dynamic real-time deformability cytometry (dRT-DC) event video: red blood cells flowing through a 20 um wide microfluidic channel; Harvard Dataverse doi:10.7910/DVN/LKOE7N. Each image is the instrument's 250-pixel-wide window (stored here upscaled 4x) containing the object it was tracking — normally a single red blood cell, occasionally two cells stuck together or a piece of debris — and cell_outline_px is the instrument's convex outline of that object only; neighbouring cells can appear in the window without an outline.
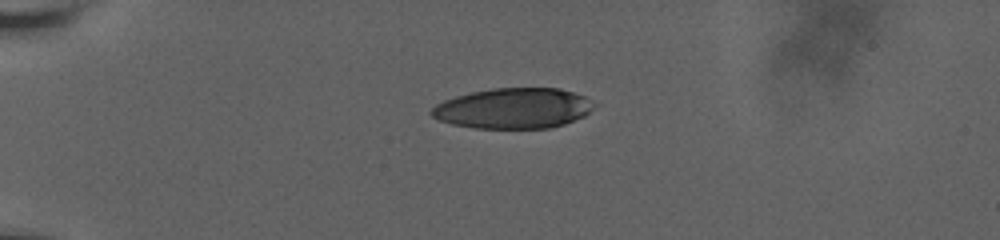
{"species": "human", "species_latin": "Homo sapiens", "temperature_condition": "room temperature", "stored_images_in_passage": 15, "camera_frame_rate_fps": 3000, "um_per_image_px": 0.085, "donor": {"sex": "male"}, "frame": {"image": 1, "passage_image": 1, "time_ms": 0.0, "image_size_px": [1000, 240], "cell_outline_px": [[600, 104], [584, 116], [564, 124], [552, 128], [472, 128], [452, 124], [440, 120], [432, 116], [428, 112], [436, 104], [444, 100], [456, 96], [472, 92], [492, 88], [560, 88], [584, 96]], "centroid_in_image_um": [43.67, 9.21], "position_along_channel_um": 41.3, "area_um2": 38.61}}
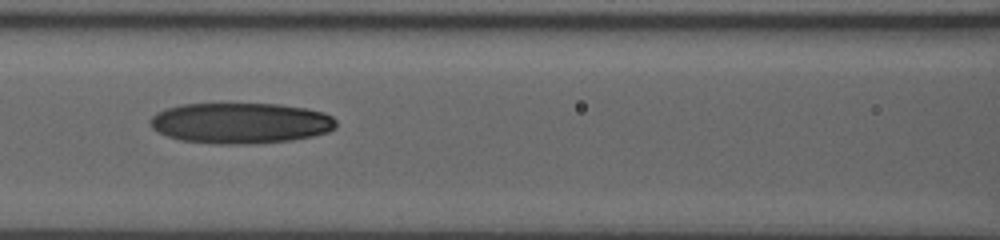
{"frame": {"image": 2, "passage_image": 9, "time_ms": 4.333, "image_size_px": [1000, 240], "cell_outline_px": [[336, 128], [328, 132], [312, 136], [292, 140], [256, 144], [216, 144], [180, 140], [168, 136], [152, 128], [148, 124], [148, 120], [156, 112], [180, 104], [280, 104], [304, 108], [324, 112], [332, 116], [336, 120]], "centroid_in_image_um": [20.45, 10.47], "position_along_channel_um": 146.2, "area_um2": 44.45}}
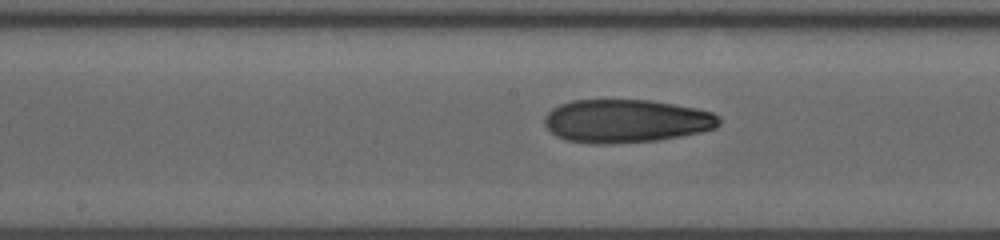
{"frame": {"image": 3, "passage_image": 13, "time_ms": 5.667, "image_size_px": [1000, 240], "cell_outline_px": [[720, 124], [716, 128], [700, 132], [680, 136], [656, 140], [612, 144], [596, 144], [568, 140], [556, 136], [544, 124], [544, 116], [552, 108], [560, 104], [572, 100], [652, 100], [696, 108], [712, 112], [720, 116]], "centroid_in_image_um": [53.23, 10.28], "position_along_channel_um": 195.0, "area_um2": 44.1}}